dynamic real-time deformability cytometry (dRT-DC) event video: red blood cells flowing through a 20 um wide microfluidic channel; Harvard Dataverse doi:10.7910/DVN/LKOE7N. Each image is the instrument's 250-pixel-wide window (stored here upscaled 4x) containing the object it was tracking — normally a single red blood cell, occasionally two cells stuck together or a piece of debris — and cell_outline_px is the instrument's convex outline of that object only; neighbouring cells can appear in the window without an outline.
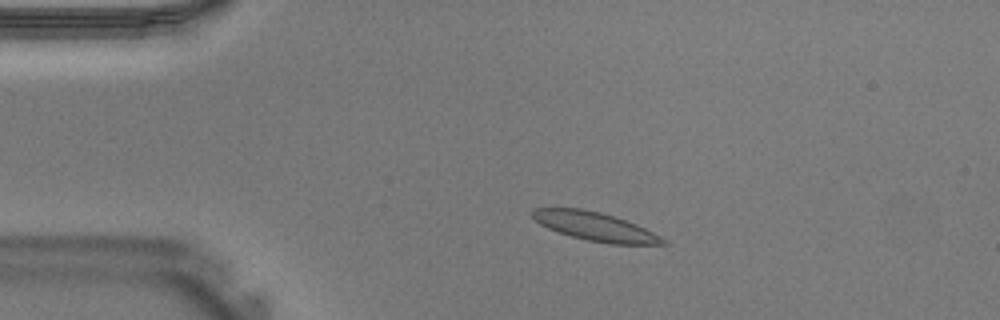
{"species": "Egyptian fruit bat (a non-hibernating species)", "species_latin": "Rousettus aegyptiacus", "temperature_condition": "warm", "stored_images_in_passage": 35, "camera_frame_rate_fps": 3000, "um_per_image_px": 0.085, "animal": {"sex": "male"}, "frame": {"image": 1, "passage_image": 3, "time_ms": 0.667, "image_size_px": [1000, 320], "cell_outline_px": [[668, 244], [612, 244], [588, 240], [572, 236], [548, 228], [540, 224], [532, 216], [532, 208], [580, 208], [600, 212], [636, 224], [668, 240]], "centroid_in_image_um": [50.59, 19.25], "position_along_channel_um": 34.4, "area_um2": 21.39}}
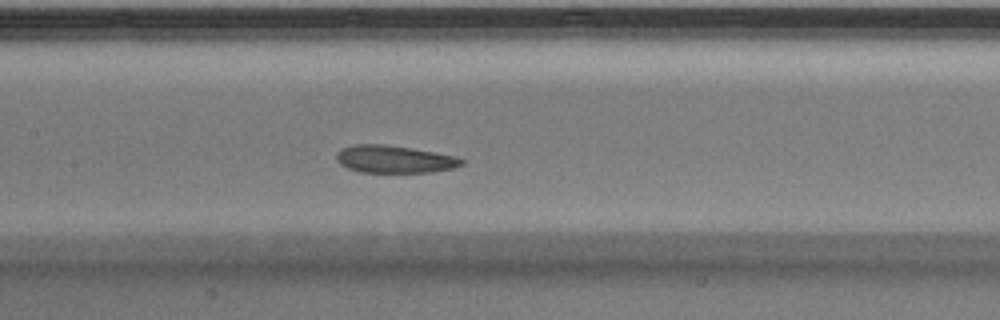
{"frame": {"image": 2, "passage_image": 14, "time_ms": 4.333, "image_size_px": [1000, 320], "cell_outline_px": [[464, 164], [452, 168], [432, 172], [360, 172], [348, 168], [340, 164], [336, 160], [336, 152], [340, 148], [356, 144], [388, 144], [412, 148], [456, 156], [464, 160]], "centroid_in_image_um": [33.49, 13.52], "position_along_channel_um": 173.9, "area_um2": 20.17}}
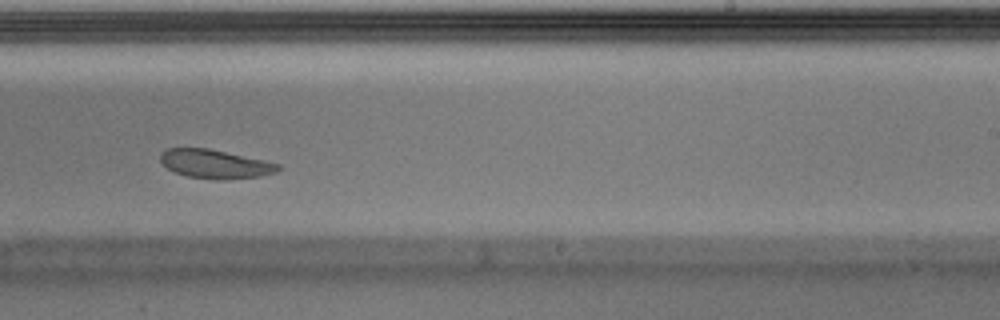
{"frame": {"image": 3, "passage_image": 20, "time_ms": 6.333, "image_size_px": [1000, 320], "cell_outline_px": [[280, 168], [276, 172], [260, 176], [224, 180], [188, 176], [176, 172], [168, 168], [160, 160], [160, 152], [168, 148], [208, 148], [264, 160], [280, 164]], "centroid_in_image_um": [18.29, 13.93], "position_along_channel_um": 270.7, "area_um2": 19.54}}